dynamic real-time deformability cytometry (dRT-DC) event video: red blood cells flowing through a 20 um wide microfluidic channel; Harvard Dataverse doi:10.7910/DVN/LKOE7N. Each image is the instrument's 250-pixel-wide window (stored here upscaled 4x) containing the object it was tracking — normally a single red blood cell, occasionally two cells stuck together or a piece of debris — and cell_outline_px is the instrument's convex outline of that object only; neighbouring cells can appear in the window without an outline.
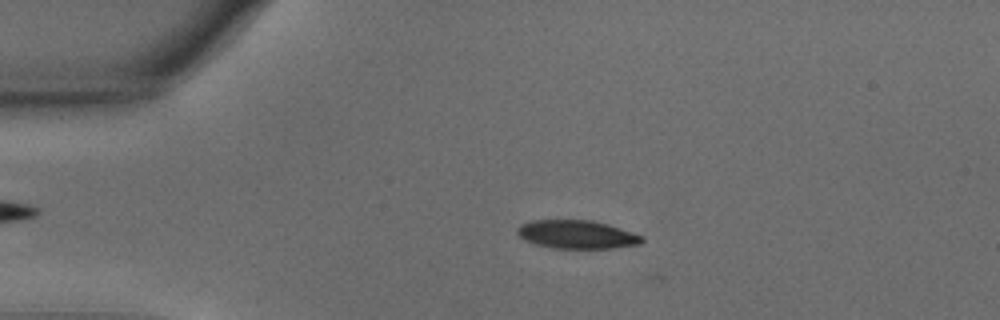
{"species": "common noctule bat (a hibernating species)", "species_latin": "Nyctalus noctula", "temperature_condition": "warm", "stored_images_in_passage": 50, "camera_frame_rate_fps": 3000, "um_per_image_px": 0.085, "animal": {"sex": "male", "body_mass_g": 15.6}, "frame": {"image": 1, "passage_image": 12, "time_ms": 3.667, "image_size_px": [1000, 320], "cell_outline_px": [[644, 240], [640, 244], [612, 248], [552, 248], [536, 244], [524, 240], [516, 232], [516, 228], [520, 224], [532, 220], [592, 220], [608, 224], [644, 236]], "centroid_in_image_um": [49.02, 19.92], "position_along_channel_um": 36.0, "area_um2": 20.69}}
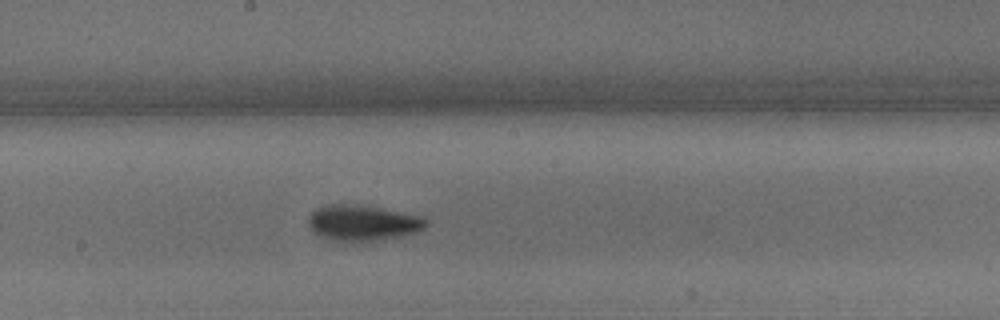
{"frame": {"image": 2, "passage_image": 30, "time_ms": 9.667, "image_size_px": [1000, 320], "cell_outline_px": [[428, 224], [424, 228], [416, 232], [376, 240], [352, 244], [348, 244], [332, 240], [320, 236], [308, 224], [308, 216], [316, 208], [328, 204], [360, 204], [420, 216], [428, 220]], "centroid_in_image_um": [30.79, 18.96], "position_along_channel_um": 217.4, "area_um2": 24.68}}
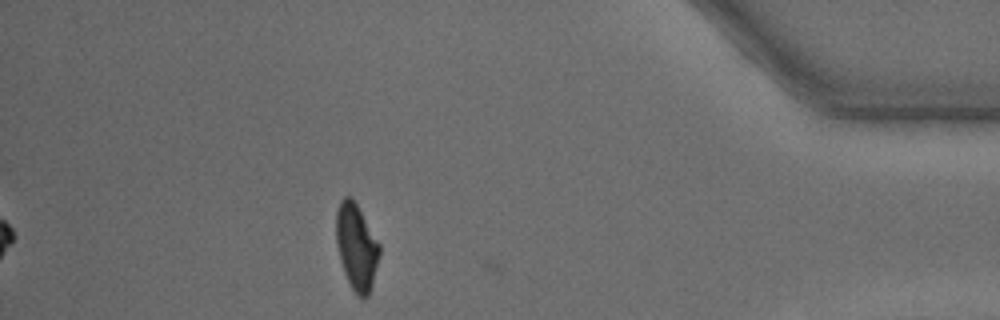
{"frame": {"image": 3, "passage_image": 49, "time_ms": 16.0, "image_size_px": [1000, 320], "cell_outline_px": [[380, 256], [372, 284], [368, 296], [360, 296], [352, 288], [344, 272], [340, 260], [336, 244], [336, 212], [340, 200], [344, 196], [348, 196], [356, 204], [380, 244]], "centroid_in_image_um": [30.29, 20.96], "position_along_channel_um": 404.9, "area_um2": 21.39}, "authors_computed_cell_mechanics": {"area_um2": 22.1663, "velocity_mm_per_s": 3.6564, "shape_relaxation_time_tau1_ms": 2.7095, "shape_relaxation_time_tau2_ms": 2.3515, "deformation_change_tau1": 0.1371, "deformation_change_tau2": 0.0812}}